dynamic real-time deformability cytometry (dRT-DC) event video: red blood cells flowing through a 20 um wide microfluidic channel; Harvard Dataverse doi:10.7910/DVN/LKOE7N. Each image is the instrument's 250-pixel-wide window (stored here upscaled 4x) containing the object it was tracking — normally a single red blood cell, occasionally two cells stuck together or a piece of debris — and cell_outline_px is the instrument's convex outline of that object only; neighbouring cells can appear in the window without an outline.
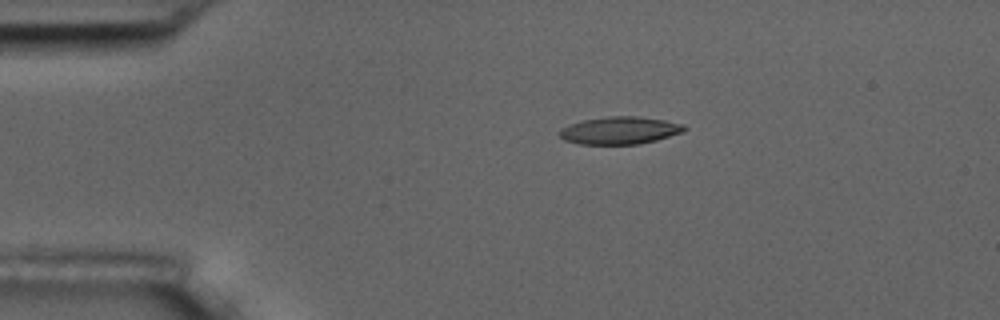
{"species": "common noctule bat (a hibernating species)", "species_latin": "Nyctalus noctula", "temperature_condition": "room temperature", "stored_images_in_passage": 10, "camera_frame_rate_fps": 3000, "um_per_image_px": 0.085, "animal": {"sex": "male", "body_mass_g": 17.5, "forearm_length_mm": 52.3}, "frame": {"image": 1, "passage_image": 4, "time_ms": 3.333, "image_size_px": [1000, 320], "cell_outline_px": [[688, 128], [684, 132], [656, 140], [640, 144], [580, 144], [564, 140], [560, 136], [560, 132], [564, 128], [572, 124], [584, 120], [608, 116], [636, 116], [664, 120], [684, 124]], "centroid_in_image_um": [52.75, 11.09], "position_along_channel_um": 32.3, "area_um2": 19.83}}
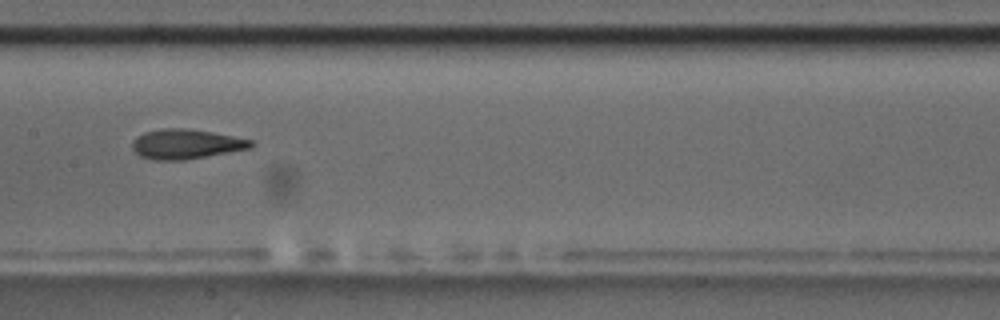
{"frame": {"image": 2, "passage_image": 9, "time_ms": 9.0, "image_size_px": [1000, 320], "cell_outline_px": [[256, 144], [252, 148], [184, 160], [152, 160], [140, 156], [132, 148], [132, 140], [136, 136], [144, 132], [164, 128], [184, 128], [212, 132], [252, 140]], "centroid_in_image_um": [15.8, 12.25], "position_along_channel_um": 191.6, "area_um2": 20.63}}
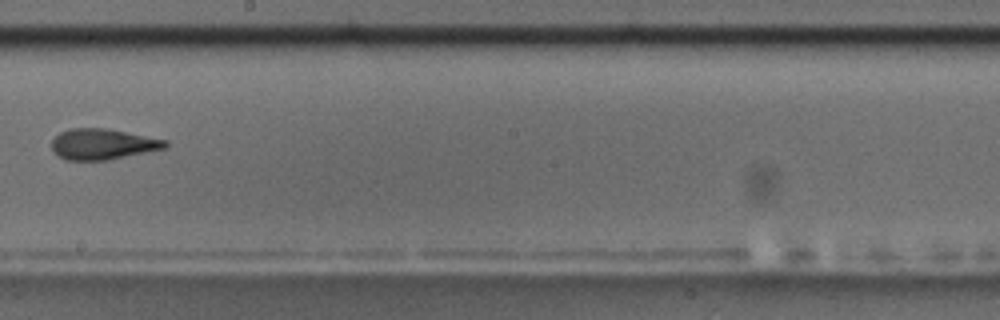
{"frame": {"image": 3, "passage_image": 10, "time_ms": 10.333, "image_size_px": [1000, 320], "cell_outline_px": [[168, 144], [164, 148], [108, 160], [64, 160], [56, 156], [52, 152], [52, 140], [60, 132], [72, 128], [108, 128], [168, 140]], "centroid_in_image_um": [8.69, 12.25], "position_along_channel_um": 239.5, "area_um2": 20.46}}